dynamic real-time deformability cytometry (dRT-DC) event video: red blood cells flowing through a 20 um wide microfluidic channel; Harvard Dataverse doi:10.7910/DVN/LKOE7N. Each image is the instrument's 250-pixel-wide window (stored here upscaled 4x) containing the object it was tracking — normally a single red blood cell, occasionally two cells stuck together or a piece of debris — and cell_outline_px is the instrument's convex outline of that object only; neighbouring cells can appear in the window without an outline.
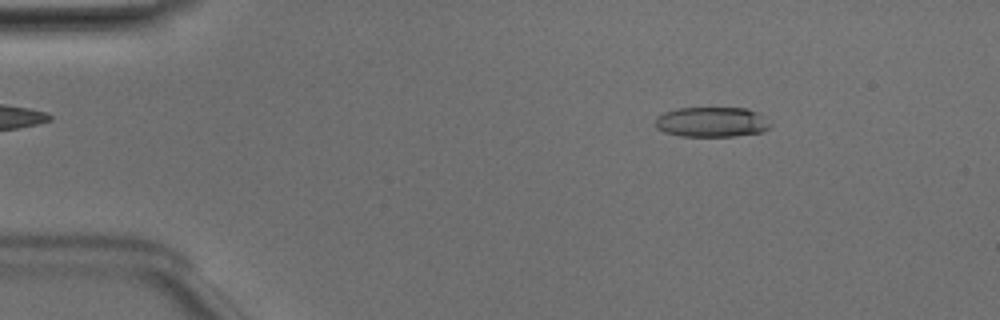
{"species": "Egyptian fruit bat (a non-hibernating species)", "species_latin": "Rousettus aegyptiacus", "temperature_condition": "room temperature", "stored_images_in_passage": 3, "camera_frame_rate_fps": 3000, "um_per_image_px": 0.085, "animal": {"sex": "male"}, "frame": {"image": 1, "passage_image": 1, "time_ms": 0.0, "image_size_px": [1000, 320], "cell_outline_px": [[772, 124], [768, 128], [760, 132], [736, 136], [680, 136], [664, 132], [656, 128], [656, 116], [664, 112], [676, 108], [748, 108], [764, 116]], "centroid_in_image_um": [60.48, 10.37], "position_along_channel_um": 24.5, "area_um2": 20.23}}